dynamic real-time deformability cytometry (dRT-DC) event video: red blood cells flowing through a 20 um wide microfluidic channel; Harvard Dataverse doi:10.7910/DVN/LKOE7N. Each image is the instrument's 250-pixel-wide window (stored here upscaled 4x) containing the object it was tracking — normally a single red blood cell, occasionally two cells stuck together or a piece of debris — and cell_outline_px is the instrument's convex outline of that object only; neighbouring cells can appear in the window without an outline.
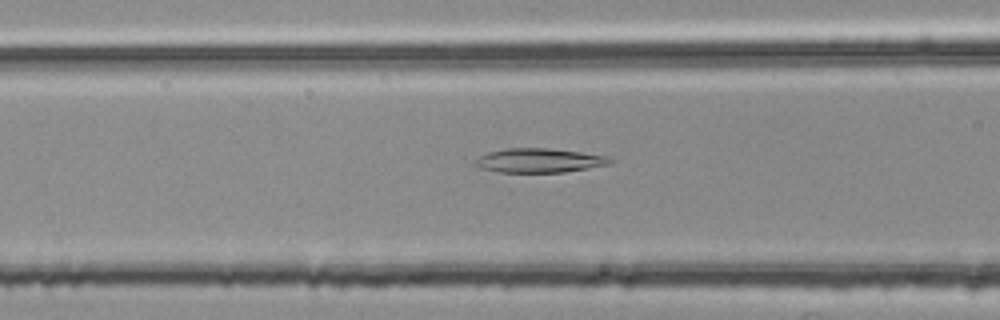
{"species": "common noctule bat (a hibernating species)", "species_latin": "Nyctalus noctula", "temperature_condition": "room temperature", "stored_images_in_passage": 49, "camera_frame_rate_fps": 3000, "um_per_image_px": 0.085, "animal": {"sex": "female", "body_mass_g": 25.1}, "frame": {"image": 1, "passage_image": 21, "time_ms": 6.667, "image_size_px": [1000, 320], "cell_outline_px": [[616, 160], [608, 164], [588, 168], [564, 172], [500, 172], [480, 168], [472, 164], [480, 156], [488, 152], [504, 148], [548, 148], [580, 152], [608, 156]], "centroid_in_image_um": [45.82, 13.63], "position_along_channel_um": 120.8, "area_um2": 19.02}}
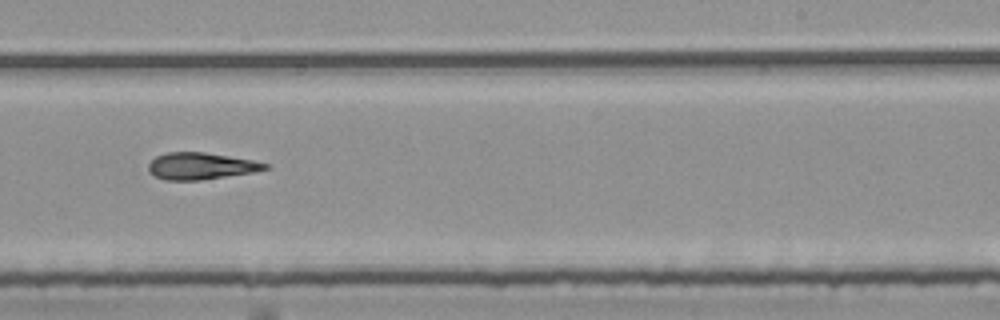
{"frame": {"image": 2, "passage_image": 33, "time_ms": 10.667, "image_size_px": [1000, 320], "cell_outline_px": [[272, 168], [252, 172], [200, 180], [168, 180], [156, 176], [148, 172], [148, 164], [156, 156], [168, 152], [204, 152], [252, 160], [272, 164]], "centroid_in_image_um": [17.1, 14.11], "position_along_channel_um": 271.9, "area_um2": 18.15}}
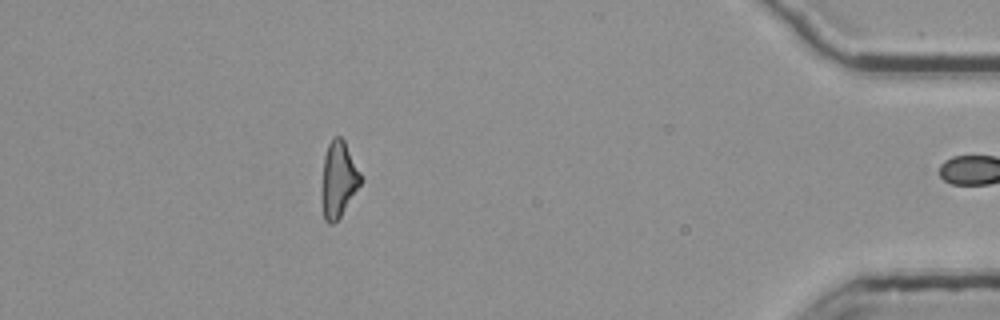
{"frame": {"image": 3, "passage_image": 48, "time_ms": 15.667, "image_size_px": [1000, 320], "cell_outline_px": [[364, 180], [340, 216], [332, 224], [328, 224], [324, 220], [324, 156], [328, 144], [332, 136], [340, 136], [344, 140]], "centroid_in_image_um": [28.82, 15.2], "position_along_channel_um": 406.4, "area_um2": 16.59}, "authors_computed_cell_mechanics": {"area_um2": 18.8428, "velocity_mm_per_s": 3.7871, "shape_relaxation_time_tau1_ms": null, "shape_relaxation_time_tau2_ms": 11.1226, "deformation_change_tau1": null, "deformation_change_tau2": 0.2773}}